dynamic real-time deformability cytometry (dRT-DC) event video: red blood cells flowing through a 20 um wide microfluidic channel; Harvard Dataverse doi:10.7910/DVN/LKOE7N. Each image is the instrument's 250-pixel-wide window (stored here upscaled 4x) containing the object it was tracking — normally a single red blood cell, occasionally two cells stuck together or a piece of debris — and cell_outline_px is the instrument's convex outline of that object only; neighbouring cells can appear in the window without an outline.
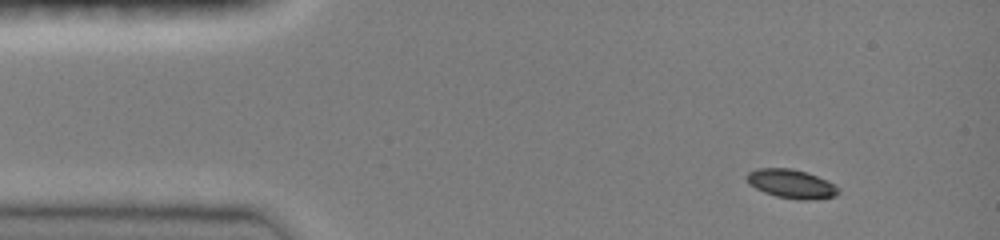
{"species": "common noctule bat (a hibernating species)", "species_latin": "Nyctalus noctula", "temperature_condition": "room temperature", "stored_images_in_passage": 13, "camera_frame_rate_fps": 3000, "um_per_image_px": 0.085, "animal": {"sex": "female", "body_mass_g": 19.0, "forearm_length_mm": 51.5}, "frame": {"image": 1, "passage_image": 1, "time_ms": 0.0, "image_size_px": [1000, 240], "cell_outline_px": [[840, 192], [836, 196], [808, 200], [796, 200], [776, 196], [764, 192], [748, 184], [744, 176], [748, 172], [756, 168], [792, 168], [808, 172], [840, 188]], "centroid_in_image_um": [67.22, 15.62], "position_along_channel_um": 17.8, "area_um2": 15.55}}
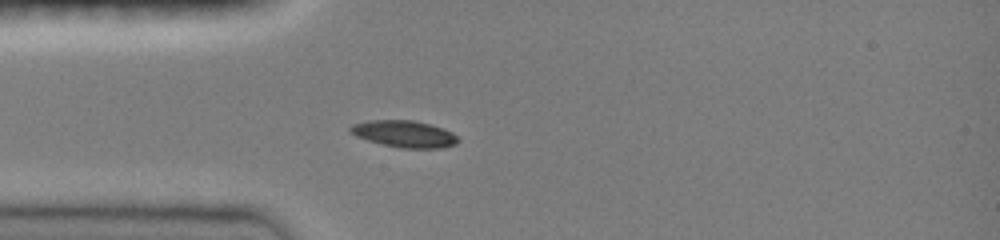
{"frame": {"image": 2, "passage_image": 11, "time_ms": 2.667, "image_size_px": [1000, 240], "cell_outline_px": [[460, 140], [456, 144], [440, 148], [400, 148], [380, 144], [356, 136], [348, 132], [348, 128], [352, 124], [368, 120], [412, 120], [444, 128], [452, 132]], "centroid_in_image_um": [34.33, 11.38], "position_along_channel_um": 50.7, "area_um2": 16.94}}